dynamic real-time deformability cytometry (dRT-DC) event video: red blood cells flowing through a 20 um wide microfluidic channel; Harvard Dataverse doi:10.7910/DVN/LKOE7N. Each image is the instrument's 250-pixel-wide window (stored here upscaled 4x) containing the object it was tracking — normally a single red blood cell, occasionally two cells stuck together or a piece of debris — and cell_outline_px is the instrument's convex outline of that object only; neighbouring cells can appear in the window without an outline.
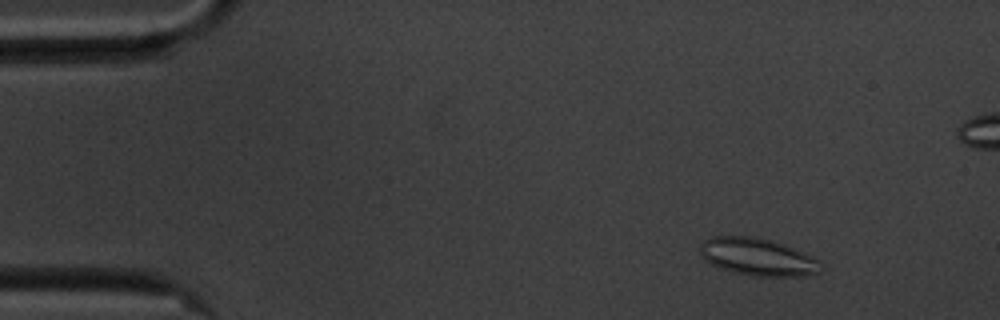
{"species": "common noctule bat (a hibernating species)", "species_latin": "Nyctalus noctula", "temperature_condition": "cold", "stored_images_in_passage": 58, "camera_frame_rate_fps": 3000, "um_per_image_px": 0.085, "animal": {"sex": "male", "body_mass_g": 20.1, "forearm_length_mm": 53.5}, "frame": {"image": 1, "passage_image": 7, "time_ms": 2.0, "image_size_px": [1000, 320], "cell_outline_px": [[824, 268], [816, 272], [804, 276], [752, 276], [732, 272], [720, 268], [704, 260], [700, 256], [700, 244], [704, 240], [712, 236], [752, 236], [768, 240], [792, 248], [812, 256], [820, 260], [824, 264]], "centroid_in_image_um": [64.38, 21.85], "position_along_channel_um": 20.6, "area_um2": 26.36}}
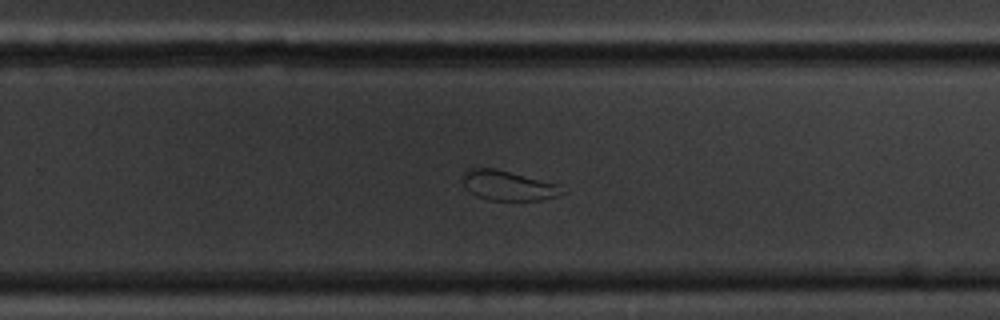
{"frame": {"image": 2, "passage_image": 37, "time_ms": 12.0, "image_size_px": [1000, 320], "cell_outline_px": [[568, 192], [556, 196], [540, 200], [488, 200], [476, 196], [464, 184], [464, 172], [468, 168], [496, 168], [560, 184]], "centroid_in_image_um": [43.26, 15.76], "position_along_channel_um": 286.5, "area_um2": 17.34}}
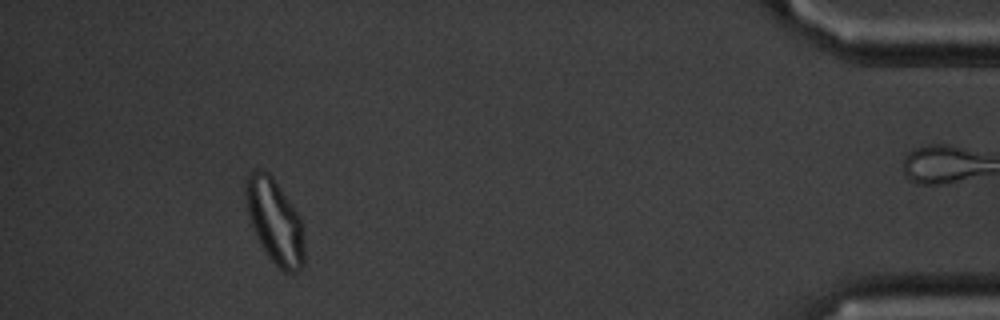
{"frame": {"image": 3, "passage_image": 53, "time_ms": 17.333, "image_size_px": [1000, 320], "cell_outline_px": [[304, 264], [296, 272], [284, 272], [264, 252], [256, 236], [248, 212], [244, 192], [244, 184], [248, 176], [256, 168], [264, 168], [272, 176], [296, 212], [300, 220], [304, 232]], "centroid_in_image_um": [23.35, 18.8], "position_along_channel_um": 411.9, "area_um2": 28.61}}